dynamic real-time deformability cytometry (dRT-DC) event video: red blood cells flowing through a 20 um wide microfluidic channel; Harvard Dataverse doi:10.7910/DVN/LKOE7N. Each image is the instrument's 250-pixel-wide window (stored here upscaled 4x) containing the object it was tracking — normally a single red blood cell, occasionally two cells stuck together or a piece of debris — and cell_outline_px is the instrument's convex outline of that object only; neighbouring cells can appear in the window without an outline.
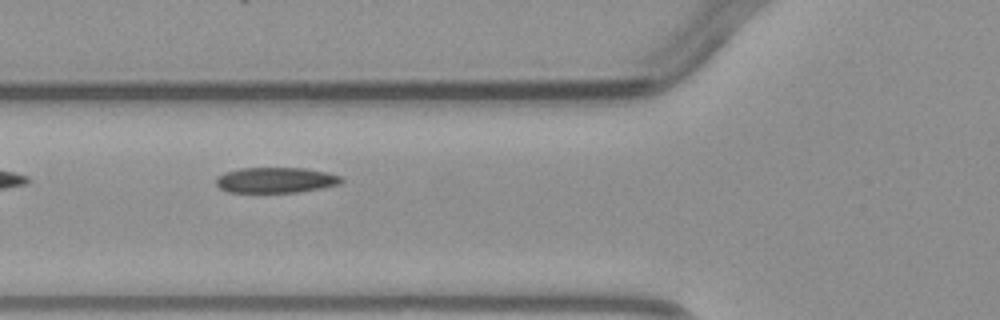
{"species": "common noctule bat (a hibernating species)", "species_latin": "Nyctalus noctula", "temperature_condition": "warm", "stored_images_in_passage": 5, "camera_frame_rate_fps": 3000, "um_per_image_px": 0.085, "animal": {"sex": "male", "body_mass_g": 23.1, "forearm_length_mm": 52.7}, "frame": {"image": 1, "passage_image": 4, "time_ms": 4.333, "image_size_px": [1000, 320], "cell_outline_px": [[344, 180], [340, 184], [300, 192], [228, 192], [220, 188], [216, 184], [216, 176], [224, 172], [240, 168], [304, 168], [328, 172], [340, 176]], "centroid_in_image_um": [23.43, 15.3], "position_along_channel_um": 102.4, "area_um2": 18.73}}
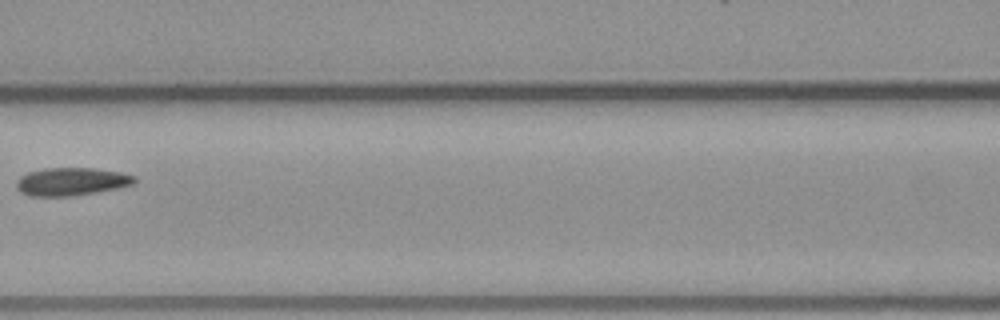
{"frame": {"image": 2, "passage_image": 5, "time_ms": 5.667, "image_size_px": [1000, 320], "cell_outline_px": [[136, 180], [132, 184], [116, 188], [72, 196], [32, 196], [20, 192], [16, 188], [16, 180], [20, 176], [28, 172], [44, 168], [92, 168], [120, 172], [136, 176]], "centroid_in_image_um": [6.02, 15.43], "position_along_channel_um": 160.6, "area_um2": 19.13}}